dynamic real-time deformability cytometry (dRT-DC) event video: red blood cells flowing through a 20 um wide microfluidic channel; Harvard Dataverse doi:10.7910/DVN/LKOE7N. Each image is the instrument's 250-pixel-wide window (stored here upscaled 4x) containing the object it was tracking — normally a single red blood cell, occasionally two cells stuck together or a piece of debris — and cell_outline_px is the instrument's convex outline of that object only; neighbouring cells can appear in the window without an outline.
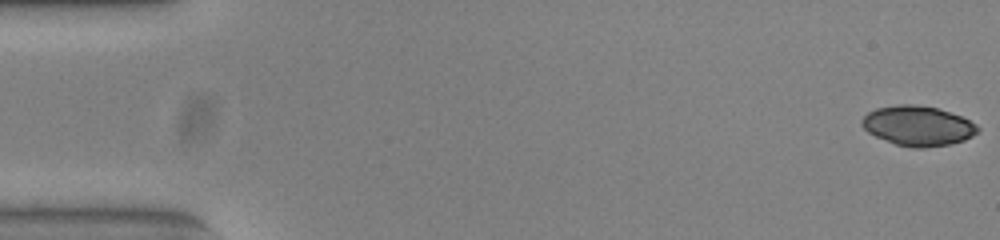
{"species": "common noctule bat (a hibernating species)", "species_latin": "Nyctalus noctula", "temperature_condition": "warm", "stored_images_in_passage": 11, "camera_frame_rate_fps": 3000, "um_per_image_px": 0.085, "animal": {"sex": "female", "body_mass_g": 23.0, "forearm_length_mm": 53.4}, "frame": {"image": 1, "passage_image": 1, "time_ms": 0.0, "image_size_px": [1000, 240], "cell_outline_px": [[980, 128], [972, 136], [964, 140], [948, 144], [924, 148], [912, 148], [896, 144], [876, 136], [868, 132], [860, 124], [860, 120], [868, 112], [876, 108], [900, 104], [912, 104], [936, 108], [960, 116], [976, 124]], "centroid_in_image_um": [77.99, 10.69], "position_along_channel_um": 7.0, "area_um2": 26.65}}